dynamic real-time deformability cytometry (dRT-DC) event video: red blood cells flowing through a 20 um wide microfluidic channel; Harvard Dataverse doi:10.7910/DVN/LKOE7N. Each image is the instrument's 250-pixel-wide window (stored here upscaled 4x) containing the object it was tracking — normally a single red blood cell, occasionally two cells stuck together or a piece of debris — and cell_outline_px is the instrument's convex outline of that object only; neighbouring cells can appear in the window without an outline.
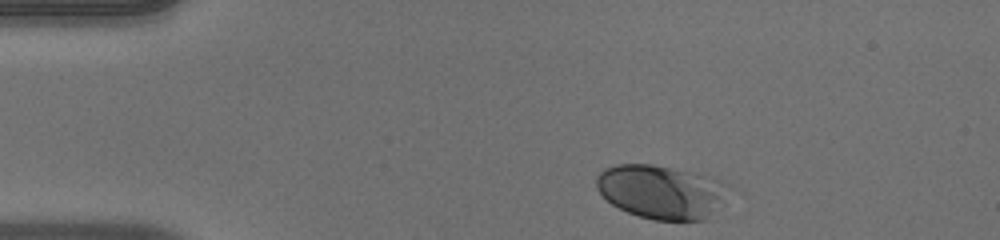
{"species": "human", "species_latin": "Homo sapiens", "temperature_condition": "warm", "stored_images_in_passage": 36, "camera_frame_rate_fps": 3000, "um_per_image_px": 0.085, "donor": {"sex": "male"}, "frame": {"image": 1, "passage_image": 1, "time_ms": 0.0, "image_size_px": [1000, 240], "cell_outline_px": [[744, 192], [708, 220], [652, 220], [628, 212], [612, 204], [596, 188], [596, 176], [604, 168], [616, 164], [652, 164], [688, 172], [720, 180]], "centroid_in_image_um": [56.46, 16.33], "position_along_channel_um": 28.5, "area_um2": 43.12}}
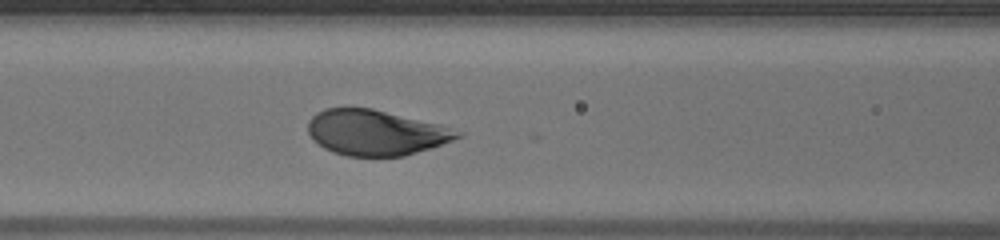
{"frame": {"image": 2, "passage_image": 14, "time_ms": 4.333, "image_size_px": [1000, 240], "cell_outline_px": [[464, 136], [404, 156], [348, 156], [332, 152], [324, 148], [312, 140], [308, 132], [308, 120], [316, 112], [324, 108], [372, 108], [440, 124], [464, 132]], "centroid_in_image_um": [31.91, 11.26], "position_along_channel_um": 134.7, "area_um2": 39.59}}
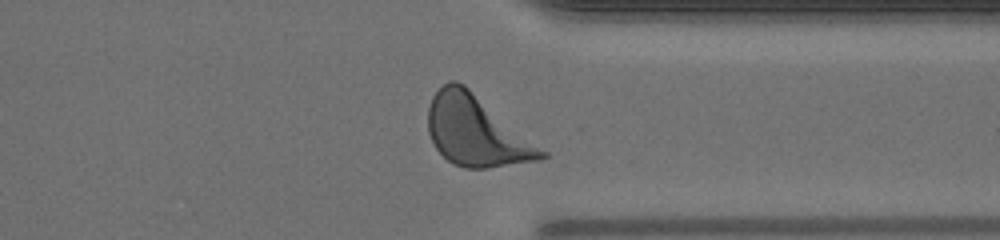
{"frame": {"image": 3, "passage_image": 32, "time_ms": 10.333, "image_size_px": [1000, 240], "cell_outline_px": [[548, 156], [540, 160], [488, 168], [464, 168], [452, 164], [436, 148], [428, 132], [428, 108], [432, 96], [444, 84], [452, 80], [456, 80], [464, 84], [548, 152]], "centroid_in_image_um": [40.49, 11.15], "position_along_channel_um": 370.9, "area_um2": 46.24}, "authors_computed_cell_mechanics": {"area_um2": 40.6334, "velocity_mm_per_s": 3.9714, "shape_relaxation_time_tau1_ms": 1.8614, "shape_relaxation_time_tau2_ms": null, "deformation_change_tau1": 0.1383, "deformation_change_tau2": null}}